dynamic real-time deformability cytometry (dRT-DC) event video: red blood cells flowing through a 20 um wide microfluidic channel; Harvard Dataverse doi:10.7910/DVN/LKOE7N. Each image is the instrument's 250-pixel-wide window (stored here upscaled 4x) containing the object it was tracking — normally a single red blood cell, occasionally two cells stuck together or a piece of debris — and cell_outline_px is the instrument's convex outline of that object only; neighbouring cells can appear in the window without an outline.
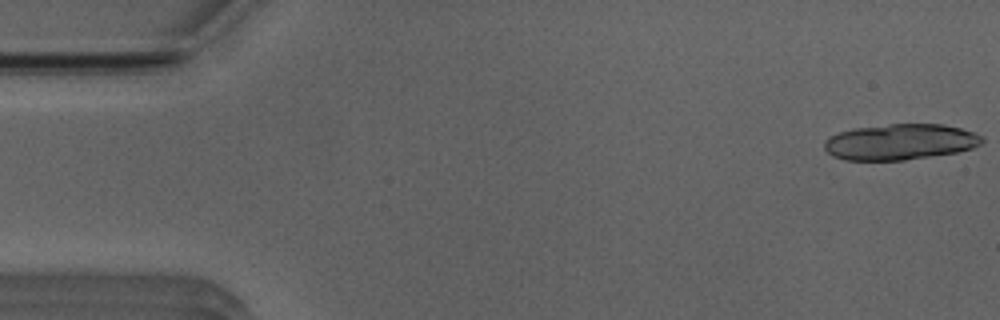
{"species": "Egyptian fruit bat (a non-hibernating species)", "species_latin": "Rousettus aegyptiacus", "temperature_condition": "room temperature", "stored_images_in_passage": 12, "camera_frame_rate_fps": 3000, "um_per_image_px": 0.085, "animal": {"sex": "male"}, "frame": {"image": 1, "passage_image": 1, "time_ms": 0.0, "image_size_px": [1000, 320], "cell_outline_px": [[984, 140], [980, 144], [972, 148], [956, 152], [904, 160], [844, 160], [832, 156], [824, 148], [824, 140], [828, 136], [852, 128], [888, 124], [944, 124], [960, 128], [984, 136]], "centroid_in_image_um": [76.48, 12.05], "position_along_channel_um": 8.5, "area_um2": 33.06}}